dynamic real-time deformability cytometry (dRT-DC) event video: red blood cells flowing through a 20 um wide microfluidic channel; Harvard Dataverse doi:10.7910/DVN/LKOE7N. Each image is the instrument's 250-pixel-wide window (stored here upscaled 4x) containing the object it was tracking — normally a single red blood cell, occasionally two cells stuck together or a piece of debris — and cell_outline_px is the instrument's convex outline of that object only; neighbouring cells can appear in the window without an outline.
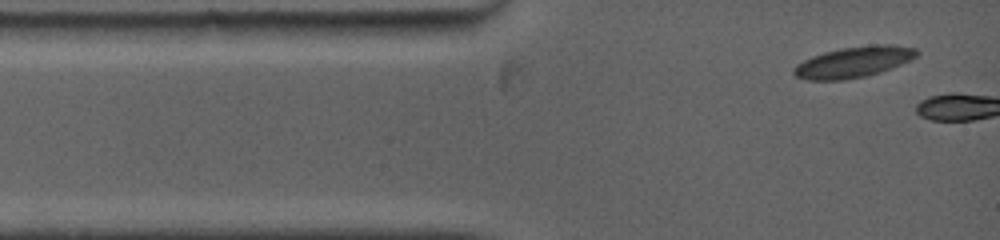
{"species": "common noctule bat (a hibernating species)", "species_latin": "Nyctalus noctula", "temperature_condition": "warm", "stored_images_in_passage": 2, "camera_frame_rate_fps": 5000, "um_per_image_px": 0.085, "animal": {"sex": "female", "body_mass_g": 19.0, "forearm_length_mm": 53.3}, "frame": {"image": 1, "passage_image": 1, "time_ms": 0.0, "image_size_px": [1000, 240], "cell_outline_px": [[920, 52], [916, 56], [892, 68], [880, 72], [864, 76], [844, 80], [808, 80], [796, 76], [792, 72], [792, 68], [796, 64], [812, 56], [824, 52], [840, 48], [880, 44], [892, 44], [916, 48]], "centroid_in_image_um": [72.54, 5.27], "position_along_channel_um": 12.5, "area_um2": 22.08}}